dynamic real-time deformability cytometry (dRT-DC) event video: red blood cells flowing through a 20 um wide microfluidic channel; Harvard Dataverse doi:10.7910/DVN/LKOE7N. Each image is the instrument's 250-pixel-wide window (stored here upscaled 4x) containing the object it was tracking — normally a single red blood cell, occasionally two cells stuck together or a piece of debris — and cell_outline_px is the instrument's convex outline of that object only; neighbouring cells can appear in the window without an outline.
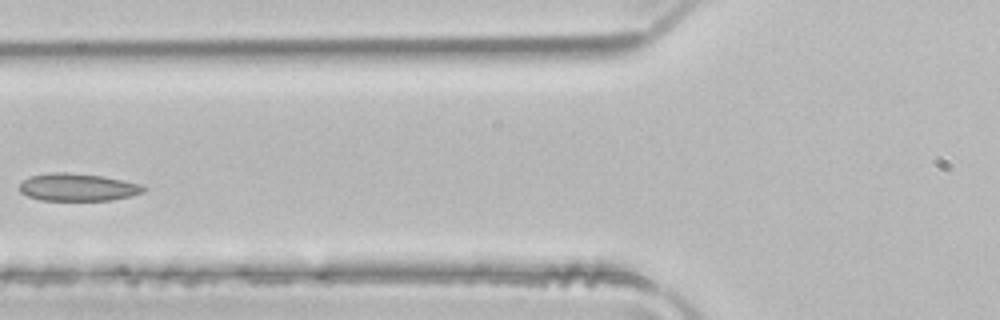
{"species": "common noctule bat (a hibernating species)", "species_latin": "Nyctalus noctula", "temperature_condition": "room temperature", "stored_images_in_passage": 6, "camera_frame_rate_fps": 3000, "um_per_image_px": 0.085, "animal": {"sex": "male", "body_mass_g": 21.5, "forearm_length_mm": 52.0}, "frame": {"image": 1, "passage_image": 5, "time_ms": 1.333, "image_size_px": [1000, 320], "cell_outline_px": [[148, 188], [144, 192], [132, 196], [112, 200], [40, 200], [28, 196], [20, 192], [20, 184], [24, 180], [32, 176], [52, 172], [64, 172], [100, 176], [140, 184]], "centroid_in_image_um": [6.62, 15.93], "position_along_channel_um": 119.2, "area_um2": 19.71}}
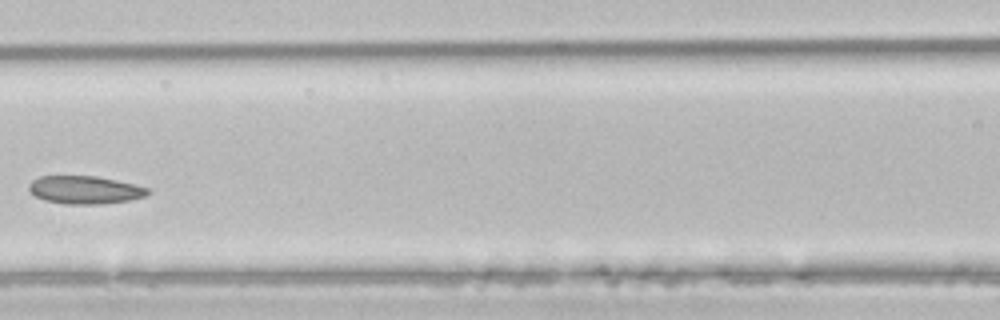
{"frame": {"image": 2, "passage_image": 6, "time_ms": 1.667, "image_size_px": [1000, 320], "cell_outline_px": [[152, 192], [144, 196], [128, 200], [100, 204], [64, 204], [44, 200], [36, 196], [28, 188], [28, 184], [32, 180], [40, 176], [96, 176], [116, 180], [152, 188]], "centroid_in_image_um": [7.23, 16.13], "position_along_channel_um": 159.4, "area_um2": 19.42}}